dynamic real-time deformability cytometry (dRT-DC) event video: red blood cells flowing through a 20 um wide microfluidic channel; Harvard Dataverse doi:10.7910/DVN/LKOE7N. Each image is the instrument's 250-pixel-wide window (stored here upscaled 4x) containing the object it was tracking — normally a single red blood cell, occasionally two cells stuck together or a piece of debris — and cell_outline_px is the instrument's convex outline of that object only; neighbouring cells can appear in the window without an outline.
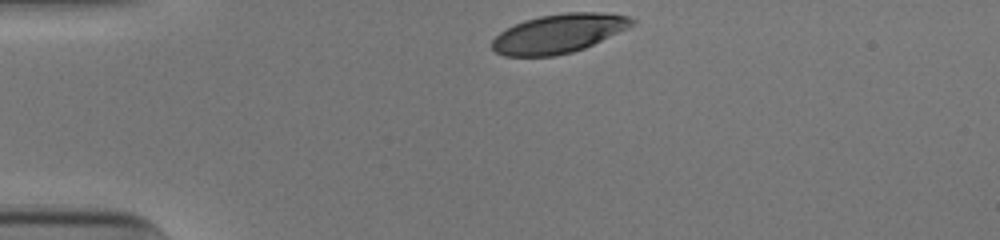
{"species": "human", "species_latin": "Homo sapiens", "temperature_condition": "cold", "stored_images_in_passage": 32, "camera_frame_rate_fps": 3000, "um_per_image_px": 0.085, "donor": {"sex": "male"}, "frame": {"image": 1, "passage_image": 1, "time_ms": 0.0, "image_size_px": [1000, 240], "cell_outline_px": [[636, 20], [632, 24], [584, 48], [572, 52], [556, 56], [504, 56], [496, 52], [492, 48], [492, 40], [500, 32], [524, 20], [540, 16], [568, 12], [596, 12], [628, 16]], "centroid_in_image_um": [47.42, 2.85], "position_along_channel_um": 37.6, "area_um2": 31.1}}
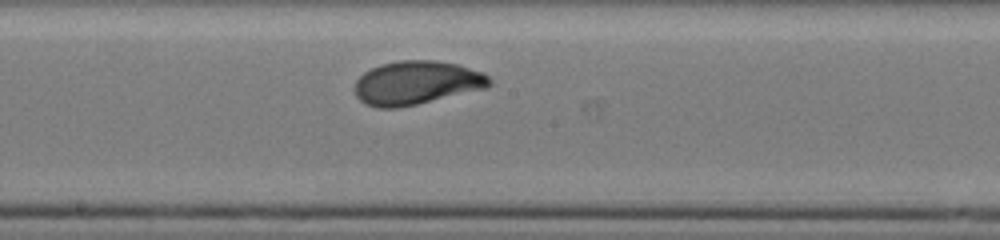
{"frame": {"image": 2, "passage_image": 18, "time_ms": 5.667, "image_size_px": [1000, 240], "cell_outline_px": [[492, 84], [488, 88], [416, 104], [396, 108], [376, 108], [364, 104], [356, 96], [352, 88], [356, 80], [364, 72], [380, 64], [400, 60], [432, 60], [456, 64], [484, 72], [492, 80]], "centroid_in_image_um": [35.39, 7.04], "position_along_channel_um": 212.8, "area_um2": 34.56}}
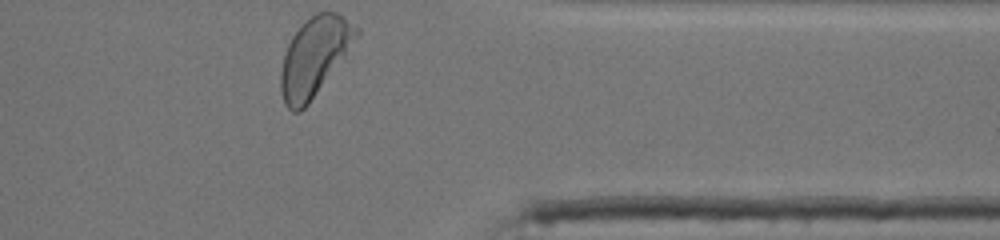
{"frame": {"image": 3, "passage_image": 32, "time_ms": 10.333, "image_size_px": [1000, 240], "cell_outline_px": [[360, 32], [308, 104], [300, 112], [292, 112], [284, 104], [280, 88], [280, 72], [284, 56], [288, 44], [292, 36], [316, 12], [336, 12], [360, 28]], "centroid_in_image_um": [26.68, 4.83], "position_along_channel_um": 384.7, "area_um2": 33.47}, "authors_computed_cell_mechanics": {"area_um2": 33.4951, "velocity_mm_per_s": 3.8869, "shape_relaxation_time_tau1_ms": 2.729, "shape_relaxation_time_tau2_ms": null, "deformation_change_tau1": 0.1376, "deformation_change_tau2": null}}